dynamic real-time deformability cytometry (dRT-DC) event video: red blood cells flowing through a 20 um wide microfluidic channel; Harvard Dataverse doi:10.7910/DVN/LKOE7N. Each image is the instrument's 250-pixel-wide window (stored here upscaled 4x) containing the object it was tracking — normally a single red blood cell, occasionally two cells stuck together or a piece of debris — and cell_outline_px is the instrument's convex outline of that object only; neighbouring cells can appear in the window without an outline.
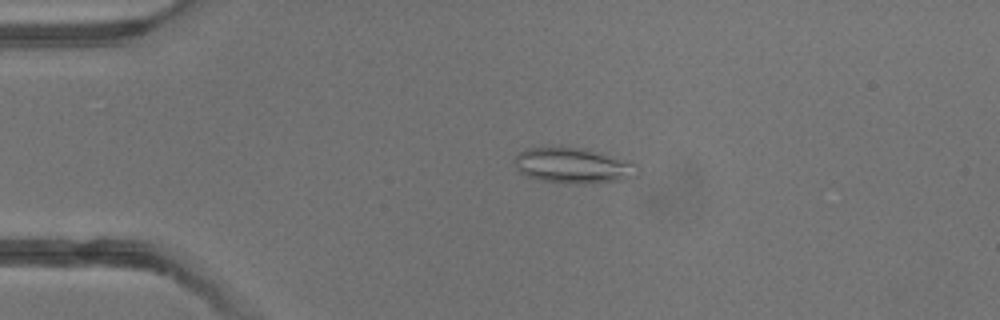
{"species": "common noctule bat (a hibernating species)", "species_latin": "Nyctalus noctula", "temperature_condition": "warm", "stored_images_in_passage": 4, "camera_frame_rate_fps": 3000, "um_per_image_px": 0.085, "animal": {"sex": "male", "body_mass_g": 13.3}, "frame": {"image": 1, "passage_image": 3, "time_ms": 2.667, "image_size_px": [1000, 320], "cell_outline_px": [[640, 172], [636, 176], [628, 180], [584, 184], [572, 184], [540, 180], [528, 176], [520, 172], [516, 168], [516, 156], [520, 152], [528, 148], [584, 148], [632, 160], [640, 168]], "centroid_in_image_um": [48.85, 14.1], "position_along_channel_um": 36.1, "area_um2": 25.72}}